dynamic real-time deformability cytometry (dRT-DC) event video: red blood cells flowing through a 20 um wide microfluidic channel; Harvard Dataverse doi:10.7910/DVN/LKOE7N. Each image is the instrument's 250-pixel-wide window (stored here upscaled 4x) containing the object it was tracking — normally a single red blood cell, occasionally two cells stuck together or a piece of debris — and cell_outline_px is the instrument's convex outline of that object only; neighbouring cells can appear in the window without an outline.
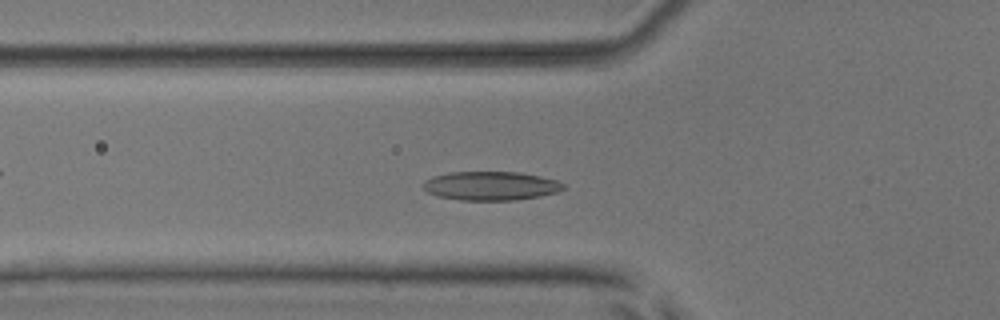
{"species": "common noctule bat (a hibernating species)", "species_latin": "Nyctalus noctula", "temperature_condition": "room temperature", "stored_images_in_passage": 50, "camera_frame_rate_fps": 3000, "um_per_image_px": 0.085, "animal": {"sex": "male", "body_mass_g": 17.9, "forearm_length_mm": 54.2}, "frame": {"image": 1, "passage_image": 16, "time_ms": 5.0, "image_size_px": [1000, 320], "cell_outline_px": [[564, 188], [560, 192], [540, 196], [516, 200], [460, 200], [440, 196], [428, 192], [420, 184], [424, 180], [432, 176], [448, 172], [516, 172], [540, 176], [556, 180], [564, 184]], "centroid_in_image_um": [41.71, 15.79], "position_along_channel_um": 84.1, "area_um2": 23.64}}
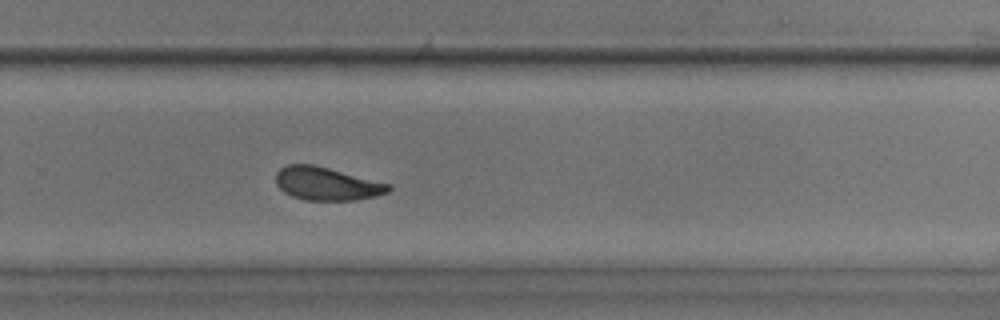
{"frame": {"image": 2, "passage_image": 33, "time_ms": 10.667, "image_size_px": [1000, 320], "cell_outline_px": [[392, 188], [388, 192], [376, 196], [356, 200], [304, 200], [292, 196], [284, 192], [276, 184], [276, 172], [280, 168], [288, 164], [312, 164], [392, 184]], "centroid_in_image_um": [27.78, 15.62], "position_along_channel_um": 302.0, "area_um2": 21.79}}
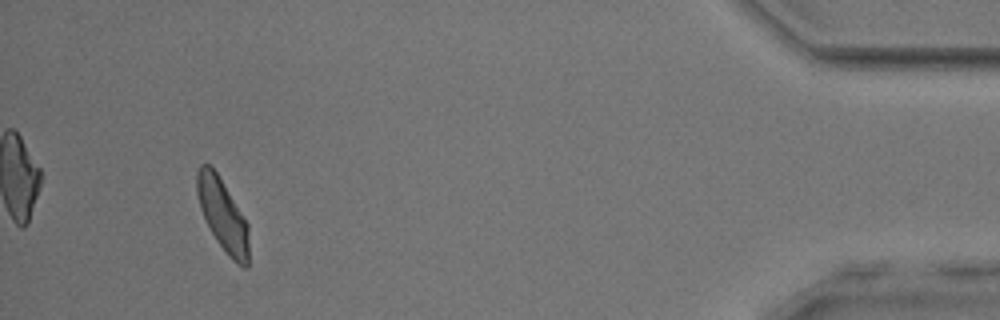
{"frame": {"image": 3, "passage_image": 47, "time_ms": 15.333, "image_size_px": [1000, 320], "cell_outline_px": [[248, 268], [244, 268], [236, 264], [228, 256], [216, 240], [200, 208], [196, 192], [196, 172], [200, 164], [208, 164], [216, 172], [248, 224]], "centroid_in_image_um": [18.92, 18.3], "position_along_channel_um": 416.3, "area_um2": 21.5}, "authors_computed_cell_mechanics": {"area_um2": 22.2819, "velocity_mm_per_s": 3.851, "shape_relaxation_time_tau1_ms": 2.3966, "shape_relaxation_time_tau2_ms": 2.0179, "deformation_change_tau1": 0.0994, "deformation_change_tau2": 0.0809}}